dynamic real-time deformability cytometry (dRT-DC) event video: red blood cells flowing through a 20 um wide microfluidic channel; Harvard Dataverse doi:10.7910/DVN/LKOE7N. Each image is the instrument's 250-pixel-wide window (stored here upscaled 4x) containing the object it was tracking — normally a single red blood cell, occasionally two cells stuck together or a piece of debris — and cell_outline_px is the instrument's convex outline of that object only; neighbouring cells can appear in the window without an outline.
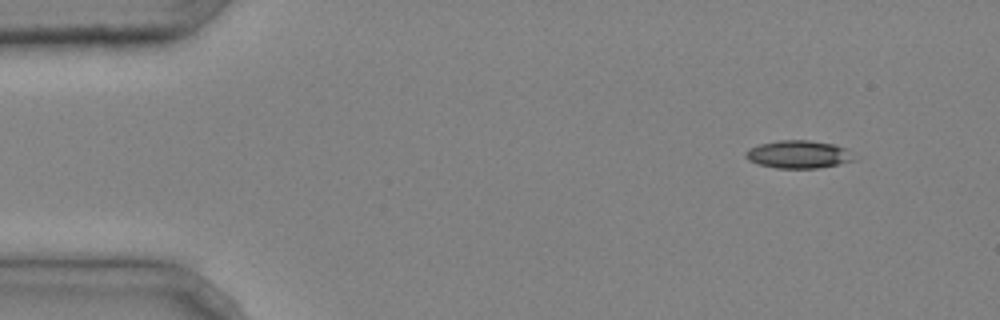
{"species": "common noctule bat (a hibernating species)", "species_latin": "Nyctalus noctula", "temperature_condition": "cold", "stored_images_in_passage": 4, "camera_frame_rate_fps": 3000, "um_per_image_px": 0.085, "animal": {"sex": "male", "body_mass_g": 20.4}, "frame": {"image": 1, "passage_image": 1, "time_ms": 0.0, "image_size_px": [1000, 320], "cell_outline_px": [[856, 160], [840, 164], [816, 168], [776, 168], [760, 164], [748, 160], [744, 156], [748, 148], [760, 144], [780, 140], [808, 140], [836, 144], [844, 148]], "centroid_in_image_um": [67.85, 13.12], "position_along_channel_um": 17.2, "area_um2": 17.46}}
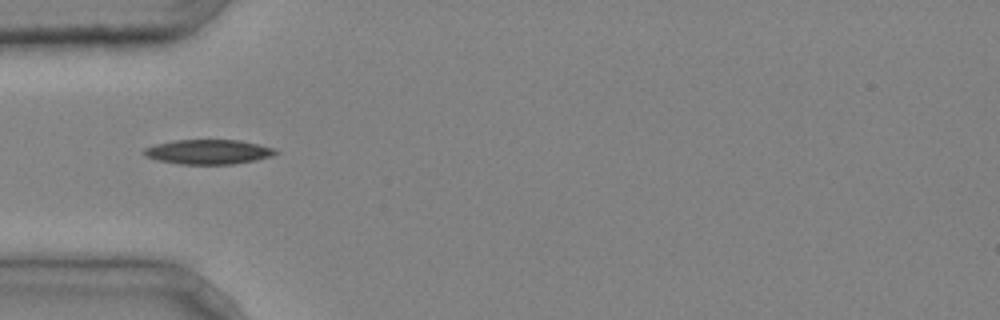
{"frame": {"image": 2, "passage_image": 3, "time_ms": 0.667, "image_size_px": [1000, 320], "cell_outline_px": [[280, 152], [272, 156], [256, 160], [232, 164], [180, 164], [156, 160], [144, 156], [144, 148], [156, 144], [176, 140], [240, 140], [276, 148]], "centroid_in_image_um": [17.74, 12.91], "position_along_channel_um": 67.3, "area_um2": 18.96}}